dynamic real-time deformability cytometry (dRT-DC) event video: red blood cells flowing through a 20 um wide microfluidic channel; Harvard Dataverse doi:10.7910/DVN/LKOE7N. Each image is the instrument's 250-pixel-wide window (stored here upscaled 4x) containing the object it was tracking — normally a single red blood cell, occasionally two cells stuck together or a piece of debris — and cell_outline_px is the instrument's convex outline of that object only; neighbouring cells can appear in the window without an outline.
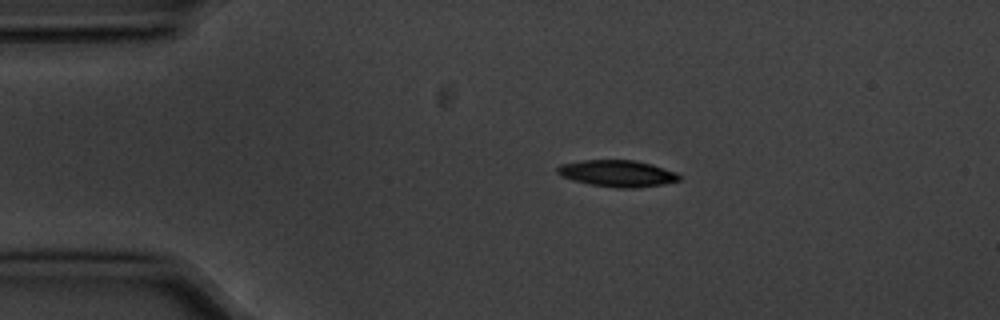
{"species": "common noctule bat (a hibernating species)", "species_latin": "Nyctalus noctula", "temperature_condition": "cold", "stored_images_in_passage": 5, "camera_frame_rate_fps": 3000, "um_per_image_px": 0.085, "animal": {"sex": "male", "body_mass_g": 20.1, "forearm_length_mm": 53.5}, "frame": {"image": 1, "passage_image": 3, "time_ms": 0.667, "image_size_px": [1000, 320], "cell_outline_px": [[680, 180], [664, 184], [636, 188], [616, 188], [592, 184], [572, 180], [560, 176], [556, 172], [556, 168], [560, 164], [580, 160], [632, 160], [652, 164], [676, 172], [680, 176]], "centroid_in_image_um": [52.45, 14.74], "position_along_channel_um": 32.6, "area_um2": 18.96}}
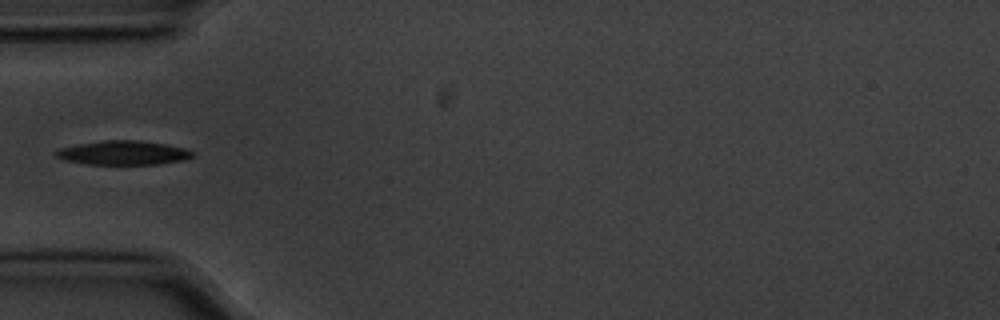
{"frame": {"image": 2, "passage_image": 5, "time_ms": 1.333, "image_size_px": [1000, 320], "cell_outline_px": [[196, 152], [192, 156], [184, 160], [156, 164], [88, 164], [64, 160], [56, 156], [52, 152], [60, 148], [80, 144], [104, 140], [140, 140], [164, 144], [184, 148]], "centroid_in_image_um": [10.47, 12.99], "position_along_channel_um": 74.5, "area_um2": 19.07}}